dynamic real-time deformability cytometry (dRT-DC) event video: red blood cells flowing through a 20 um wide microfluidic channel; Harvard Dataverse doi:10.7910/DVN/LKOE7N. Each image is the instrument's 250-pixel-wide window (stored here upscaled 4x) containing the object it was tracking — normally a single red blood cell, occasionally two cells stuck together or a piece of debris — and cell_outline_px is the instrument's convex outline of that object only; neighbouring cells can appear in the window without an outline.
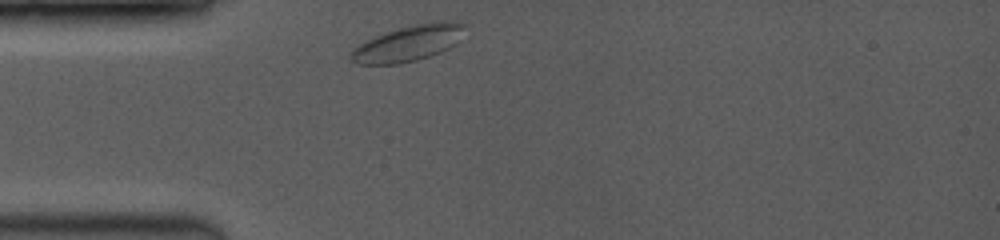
{"species": "common noctule bat (a hibernating species)", "species_latin": "Nyctalus noctula", "temperature_condition": "room temperature", "stored_images_in_passage": 1, "camera_frame_rate_fps": 3500, "um_per_image_px": 0.085, "animal": {"sex": "female", "body_mass_g": 19.0, "forearm_length_mm": 53.3}, "frame": {"image": 1, "passage_image": 1, "time_ms": 0.0, "image_size_px": [1000, 240], "cell_outline_px": [[468, 24], [456, 44], [440, 52], [416, 60], [396, 64], [360, 64], [352, 60], [348, 56], [352, 48], [364, 40], [400, 28], [432, 20], [456, 20]], "centroid_in_image_um": [34.74, 3.65], "position_along_channel_um": 50.3, "area_um2": 23.99}}